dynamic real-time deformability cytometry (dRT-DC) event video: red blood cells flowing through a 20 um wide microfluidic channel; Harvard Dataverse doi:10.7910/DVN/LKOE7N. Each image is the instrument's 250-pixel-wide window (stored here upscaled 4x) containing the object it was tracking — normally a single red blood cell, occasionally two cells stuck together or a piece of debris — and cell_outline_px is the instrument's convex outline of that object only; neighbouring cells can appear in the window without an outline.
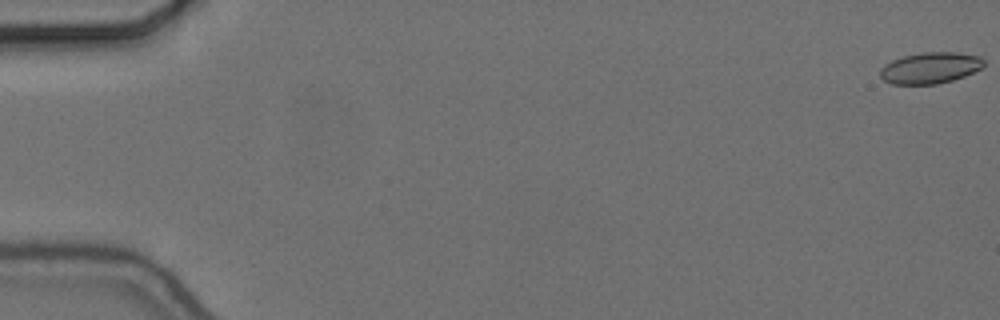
{"species": "common noctule bat (a hibernating species)", "species_latin": "Nyctalus noctula", "temperature_condition": "cold", "stored_images_in_passage": 9, "camera_frame_rate_fps": 3000, "um_per_image_px": 0.085, "animal": {"sex": "female", "body_mass_g": 24.6, "forearm_length_mm": 56.2}, "frame": {"image": 1, "passage_image": 1, "time_ms": 0.0, "image_size_px": [1000, 320], "cell_outline_px": [[984, 64], [980, 68], [964, 76], [952, 80], [936, 84], [892, 84], [884, 80], [880, 76], [880, 68], [884, 64], [892, 60], [904, 56], [924, 52], [956, 52], [980, 56], [984, 60]], "centroid_in_image_um": [79.05, 5.77], "position_along_channel_um": 6.0, "area_um2": 18.79}}